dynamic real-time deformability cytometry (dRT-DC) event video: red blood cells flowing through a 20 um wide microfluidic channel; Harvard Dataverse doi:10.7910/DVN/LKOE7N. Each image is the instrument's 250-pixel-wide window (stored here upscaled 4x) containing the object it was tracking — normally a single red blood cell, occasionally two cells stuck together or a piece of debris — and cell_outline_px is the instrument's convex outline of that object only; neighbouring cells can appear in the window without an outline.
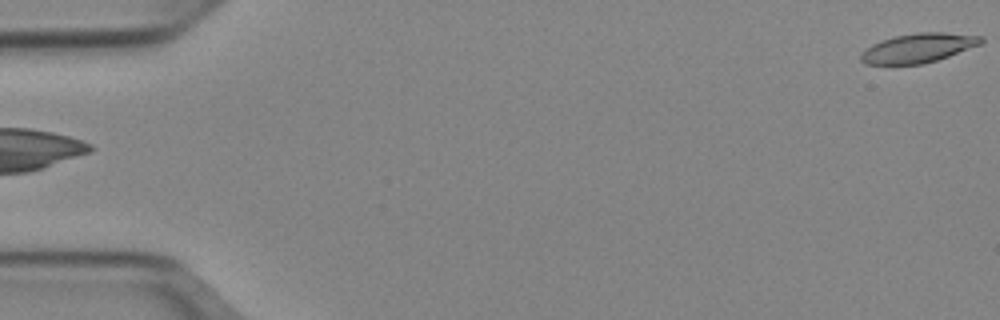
{"species": "Egyptian fruit bat (a non-hibernating species)", "species_latin": "Rousettus aegyptiacus", "temperature_condition": "cold", "stored_images_in_passage": 52, "camera_frame_rate_fps": 3000, "um_per_image_px": 0.085, "animal": {"sex": "female"}, "frame": {"image": 1, "passage_image": 1, "time_ms": 0.0, "image_size_px": [1000, 320], "cell_outline_px": [[984, 40], [980, 44], [948, 56], [924, 64], [864, 64], [860, 60], [860, 52], [872, 44], [880, 40], [896, 36], [916, 32], [944, 32], [984, 36]], "centroid_in_image_um": [78.02, 4.07], "position_along_channel_um": 7.0, "area_um2": 20.52}}
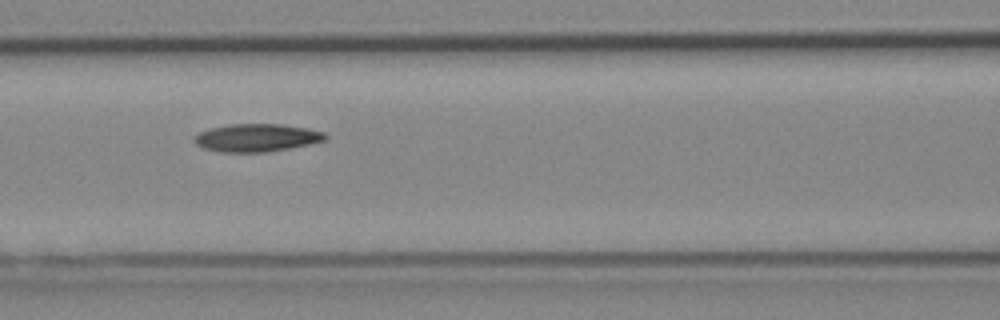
{"frame": {"image": 2, "passage_image": 23, "time_ms": 7.333, "image_size_px": [1000, 320], "cell_outline_px": [[328, 136], [324, 140], [308, 144], [288, 148], [264, 152], [220, 152], [204, 148], [196, 144], [192, 140], [200, 132], [208, 128], [228, 124], [284, 124], [308, 128], [324, 132]], "centroid_in_image_um": [21.79, 11.69], "position_along_channel_um": 144.8, "area_um2": 21.21}}
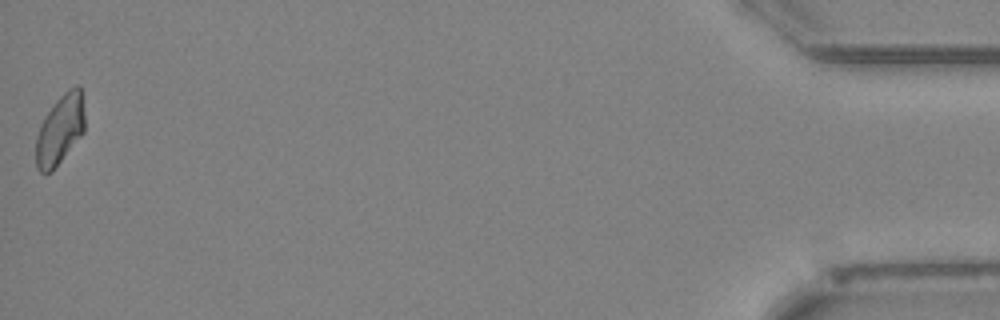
{"frame": {"image": 3, "passage_image": 52, "time_ms": 17.0, "image_size_px": [1000, 320], "cell_outline_px": [[84, 132], [52, 172], [40, 172], [36, 168], [36, 136], [40, 124], [44, 116], [56, 100], [68, 88], [76, 84], [80, 84], [84, 112]], "centroid_in_image_um": [5.1, 11.0], "position_along_channel_um": 430.1, "area_um2": 20.0}, "authors_computed_cell_mechanics": {"area_um2": 20.6635, "velocity_mm_per_s": 3.9393, "shape_relaxation_time_tau1_ms": null, "shape_relaxation_time_tau2_ms": 5.3293, "deformation_change_tau1": null, "deformation_change_tau2": 0.1251}}